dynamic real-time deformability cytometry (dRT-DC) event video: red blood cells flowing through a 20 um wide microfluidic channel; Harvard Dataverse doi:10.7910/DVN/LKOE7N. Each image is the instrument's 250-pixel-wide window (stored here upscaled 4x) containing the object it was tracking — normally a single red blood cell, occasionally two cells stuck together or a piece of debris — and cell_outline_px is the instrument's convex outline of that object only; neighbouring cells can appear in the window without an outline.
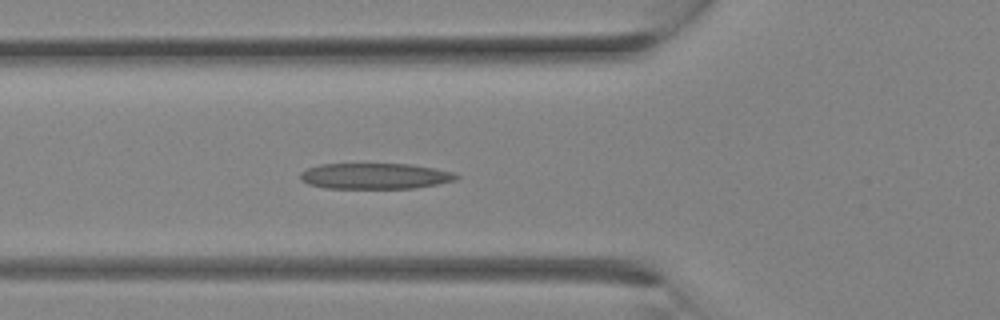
{"species": "Egyptian fruit bat (a non-hibernating species)", "species_latin": "Rousettus aegyptiacus", "temperature_condition": "room temperature", "stored_images_in_passage": 13, "camera_frame_rate_fps": 3000, "um_per_image_px": 0.085, "animal": {"sex": "female"}, "frame": {"image": 1, "passage_image": 11, "time_ms": 3.333, "image_size_px": [1000, 320], "cell_outline_px": [[460, 176], [456, 180], [416, 188], [324, 188], [308, 184], [300, 180], [300, 172], [308, 168], [320, 164], [408, 164], [432, 168], [452, 172]], "centroid_in_image_um": [31.83, 14.97], "position_along_channel_um": 94.0, "area_um2": 23.41}}
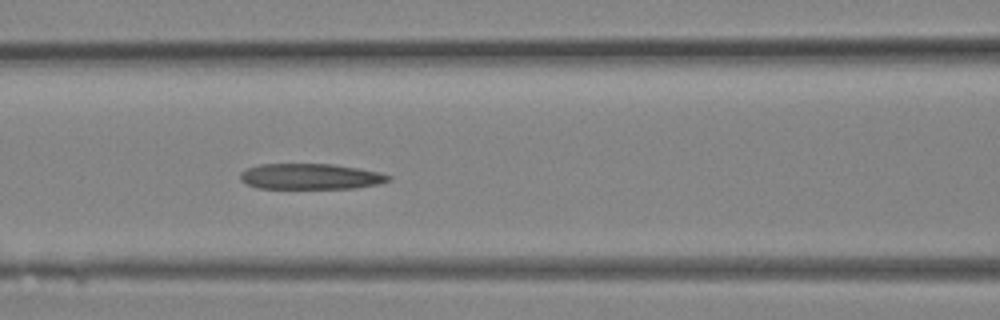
{"frame": {"image": 2, "passage_image": 13, "time_ms": 4.0, "image_size_px": [1000, 320], "cell_outline_px": [[392, 180], [380, 184], [356, 188], [256, 188], [240, 180], [240, 172], [248, 168], [260, 164], [332, 164], [360, 168], [380, 172], [392, 176]], "centroid_in_image_um": [26.44, 15.0], "position_along_channel_um": 140.2, "area_um2": 22.37}}